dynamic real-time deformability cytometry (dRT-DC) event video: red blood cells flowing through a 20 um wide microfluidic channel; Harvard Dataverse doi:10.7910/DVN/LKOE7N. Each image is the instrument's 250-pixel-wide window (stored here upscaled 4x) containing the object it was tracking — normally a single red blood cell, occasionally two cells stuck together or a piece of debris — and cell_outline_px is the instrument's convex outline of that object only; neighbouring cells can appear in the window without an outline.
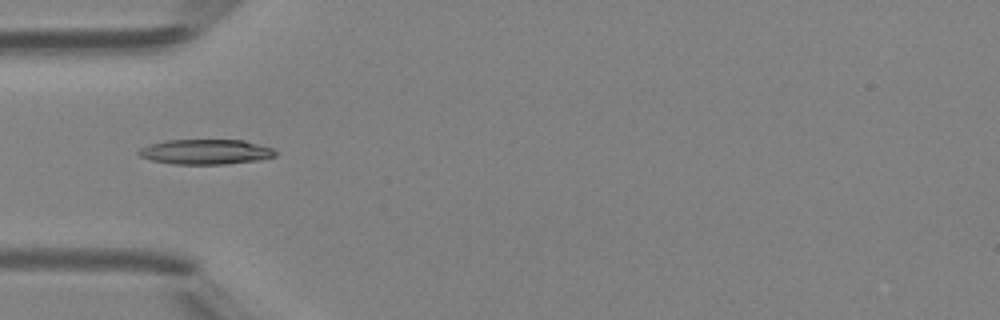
{"species": "Egyptian fruit bat (a non-hibernating species)", "species_latin": "Rousettus aegyptiacus", "temperature_condition": "room temperature", "stored_images_in_passage": 33, "camera_frame_rate_fps": 3000, "um_per_image_px": 0.085, "animal": {"sex": "female"}, "frame": {"image": 1, "passage_image": 1, "time_ms": 0.0, "image_size_px": [1000, 320], "cell_outline_px": [[276, 156], [260, 160], [224, 164], [172, 164], [152, 160], [140, 156], [136, 152], [140, 148], [148, 144], [164, 140], [244, 140], [272, 148], [276, 152]], "centroid_in_image_um": [17.46, 12.9], "position_along_channel_um": 67.5, "area_um2": 20.0}}
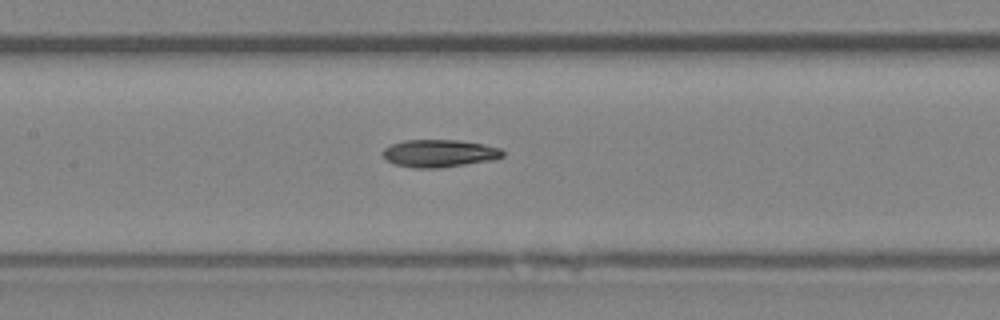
{"frame": {"image": 2, "passage_image": 8, "time_ms": 2.333, "image_size_px": [1000, 320], "cell_outline_px": [[504, 156], [496, 160], [440, 168], [416, 168], [396, 164], [388, 160], [380, 152], [384, 148], [392, 144], [404, 140], [456, 140], [484, 144], [500, 148], [504, 152]], "centroid_in_image_um": [37.38, 13.04], "position_along_channel_um": 170.0, "area_um2": 19.36}}
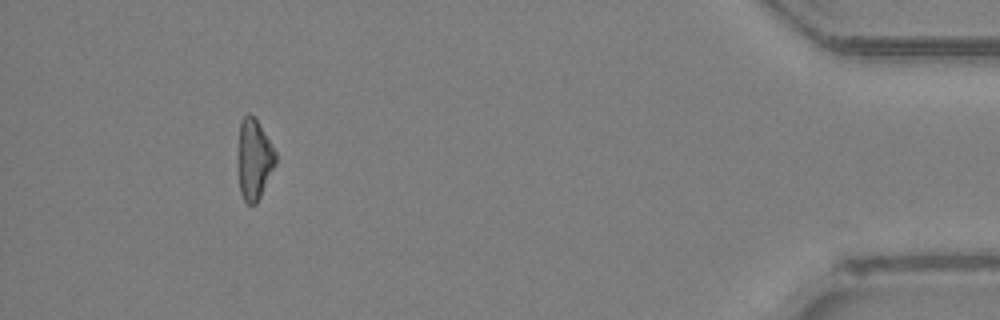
{"frame": {"image": 3, "passage_image": 29, "time_ms": 9.333, "image_size_px": [1000, 320], "cell_outline_px": [[276, 164], [256, 204], [248, 204], [244, 200], [240, 192], [236, 164], [240, 120], [244, 116], [252, 116], [256, 120], [276, 152]], "centroid_in_image_um": [21.56, 13.58], "position_along_channel_um": 413.6, "area_um2": 17.74}, "authors_computed_cell_mechanics": {"area_um2": 18.9584, "velocity_mm_per_s": 4.4313, "shape_relaxation_time_tau1_ms": 7.6446, "shape_relaxation_time_tau2_ms": 4.8781, "deformation_change_tau1": 0.2037, "deformation_change_tau2": 0.1329}}